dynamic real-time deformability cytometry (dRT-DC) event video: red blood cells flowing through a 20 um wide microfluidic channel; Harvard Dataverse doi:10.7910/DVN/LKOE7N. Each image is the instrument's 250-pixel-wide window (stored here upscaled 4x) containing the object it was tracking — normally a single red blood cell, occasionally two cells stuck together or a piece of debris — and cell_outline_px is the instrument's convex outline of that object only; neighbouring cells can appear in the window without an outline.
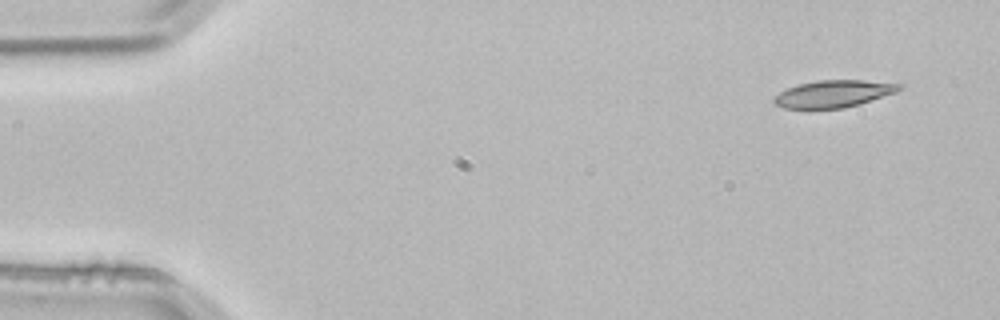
{"species": "common noctule bat (a hibernating species)", "species_latin": "Nyctalus noctula", "temperature_condition": "room temperature", "stored_images_in_passage": 3, "camera_frame_rate_fps": 3000, "um_per_image_px": 0.085, "animal": {"sex": "male", "body_mass_g": 21.5, "forearm_length_mm": 52.0}, "frame": {"image": 1, "passage_image": 1, "time_ms": 0.0, "image_size_px": [1000, 320], "cell_outline_px": [[904, 88], [896, 92], [860, 104], [844, 108], [808, 112], [784, 108], [776, 104], [772, 100], [780, 92], [796, 84], [816, 80], [864, 80], [904, 84]], "centroid_in_image_um": [70.81, 8.01], "position_along_channel_um": 14.2, "area_um2": 20.69}}